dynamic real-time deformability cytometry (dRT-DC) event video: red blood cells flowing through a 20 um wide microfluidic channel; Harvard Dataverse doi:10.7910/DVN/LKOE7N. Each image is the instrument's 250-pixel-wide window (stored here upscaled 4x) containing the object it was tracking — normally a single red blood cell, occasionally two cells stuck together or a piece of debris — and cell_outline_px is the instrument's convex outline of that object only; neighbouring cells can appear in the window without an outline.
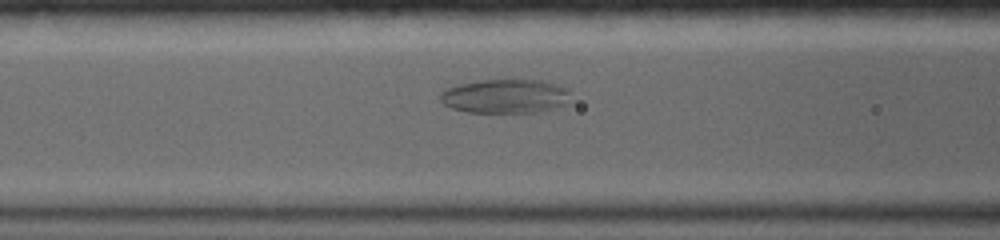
{"species": "common noctule bat (a hibernating species)", "species_latin": "Nyctalus noctula", "temperature_condition": "warm", "stored_images_in_passage": 54, "camera_frame_rate_fps": 5000, "um_per_image_px": 0.085, "animal": {"sex": "female", "body_mass_g": 19.0, "forearm_length_mm": 56.7}, "frame": {"image": 1, "passage_image": 24, "time_ms": 4.6, "image_size_px": [1000, 240], "cell_outline_px": [[568, 92], [564, 104], [552, 108], [536, 112], [468, 112], [452, 108], [444, 104], [440, 100], [440, 92], [448, 88], [460, 84], [480, 80], [540, 80], [568, 88]], "centroid_in_image_um": [42.88, 8.17], "position_along_channel_um": 123.7, "area_um2": 25.37}}
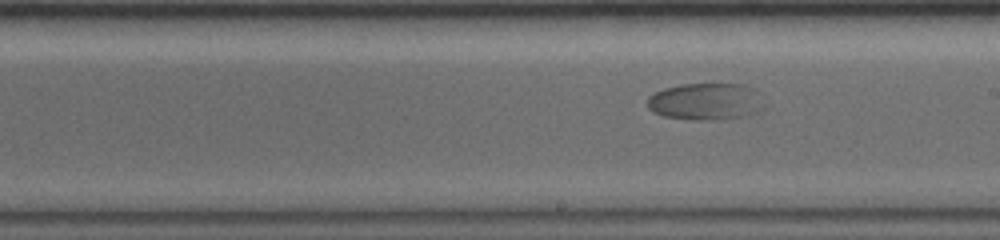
{"frame": {"image": 2, "passage_image": 39, "time_ms": 7.6, "image_size_px": [1000, 240], "cell_outline_px": [[760, 92], [756, 112], [740, 116], [696, 120], [664, 116], [652, 112], [648, 108], [648, 96], [664, 88], [680, 84], [744, 84], [756, 88]], "centroid_in_image_um": [59.9, 8.59], "position_along_channel_um": 229.1, "area_um2": 24.51}}
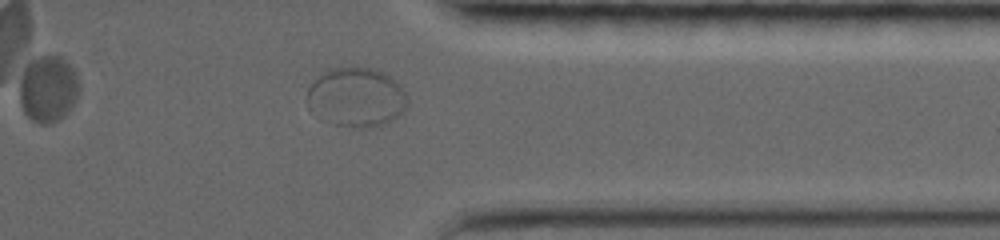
{"frame": {"image": 3, "passage_image": 51, "time_ms": 10.0, "image_size_px": [1000, 240], "cell_outline_px": [[404, 104], [308, 96], [308, 88], [316, 76], [328, 68], [372, 68], [384, 72], [392, 76], [400, 84], [404, 92]], "centroid_in_image_um": [30.36, 7.28], "position_along_channel_um": 381.0, "area_um2": 19.25}}